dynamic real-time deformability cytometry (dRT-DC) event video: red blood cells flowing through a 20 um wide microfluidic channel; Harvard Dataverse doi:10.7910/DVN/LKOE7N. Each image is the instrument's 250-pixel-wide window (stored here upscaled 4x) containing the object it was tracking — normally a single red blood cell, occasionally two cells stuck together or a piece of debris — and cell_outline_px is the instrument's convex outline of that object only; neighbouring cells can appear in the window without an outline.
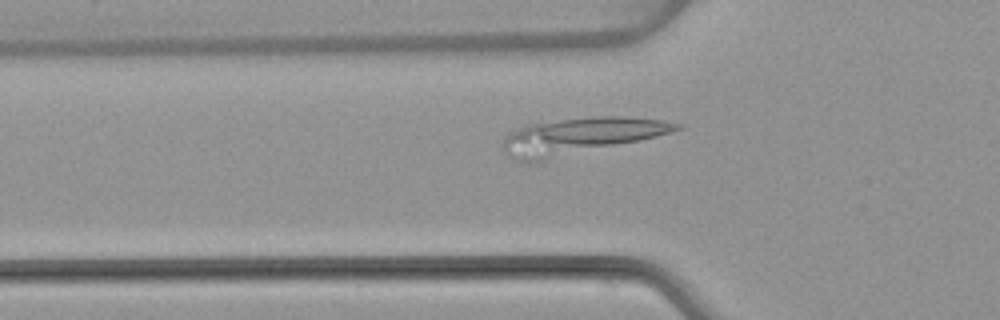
{"species": "common noctule bat (a hibernating species)", "species_latin": "Nyctalus noctula", "temperature_condition": "warm", "stored_images_in_passage": 38, "camera_frame_rate_fps": 3000, "um_per_image_px": 0.085, "animal": {"sex": "female", "body_mass_g": 22.7, "forearm_length_mm": 54.2}, "frame": {"image": 1, "passage_image": 3, "time_ms": 0.667, "image_size_px": [1000, 320], "cell_outline_px": [[684, 128], [656, 136], [540, 164], [520, 164], [508, 156], [500, 148], [500, 144], [504, 136], [508, 132], [528, 124], [600, 116], [620, 116], [660, 120], [684, 124]], "centroid_in_image_um": [49.17, 11.64], "position_along_channel_um": 76.6, "area_um2": 37.92}}
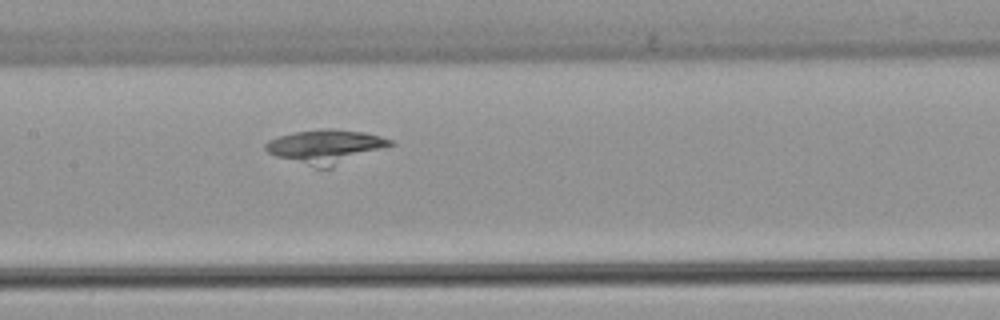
{"frame": {"image": 2, "passage_image": 11, "time_ms": 3.333, "image_size_px": [1000, 320], "cell_outline_px": [[396, 144], [332, 168], [316, 168], [276, 156], [268, 152], [264, 148], [264, 144], [268, 140], [280, 136], [296, 132], [324, 128], [332, 128], [364, 132], [380, 136], [392, 140]], "centroid_in_image_um": [27.71, 12.46], "position_along_channel_um": 179.7, "area_um2": 24.74}}
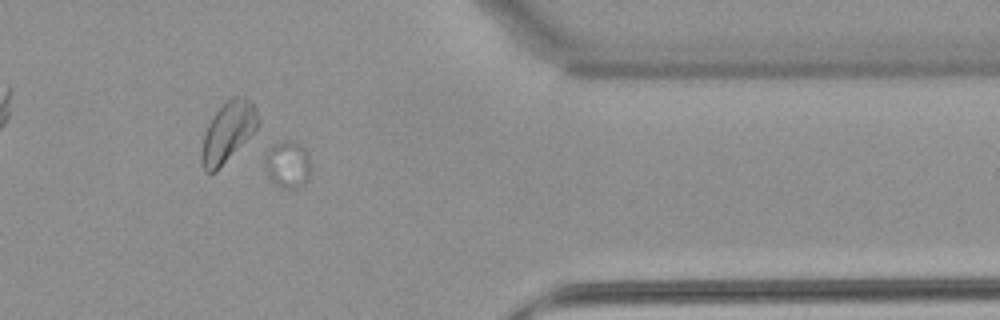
{"frame": {"image": 3, "passage_image": 29, "time_ms": 9.333, "image_size_px": [1000, 320], "cell_outline_px": [[308, 180], [304, 184], [296, 188], [284, 188], [276, 184], [268, 176], [268, 148], [272, 144], [284, 140], [292, 140], [304, 148], [308, 156]], "centroid_in_image_um": [24.47, 13.96], "position_along_channel_um": 386.9, "area_um2": 11.96}}